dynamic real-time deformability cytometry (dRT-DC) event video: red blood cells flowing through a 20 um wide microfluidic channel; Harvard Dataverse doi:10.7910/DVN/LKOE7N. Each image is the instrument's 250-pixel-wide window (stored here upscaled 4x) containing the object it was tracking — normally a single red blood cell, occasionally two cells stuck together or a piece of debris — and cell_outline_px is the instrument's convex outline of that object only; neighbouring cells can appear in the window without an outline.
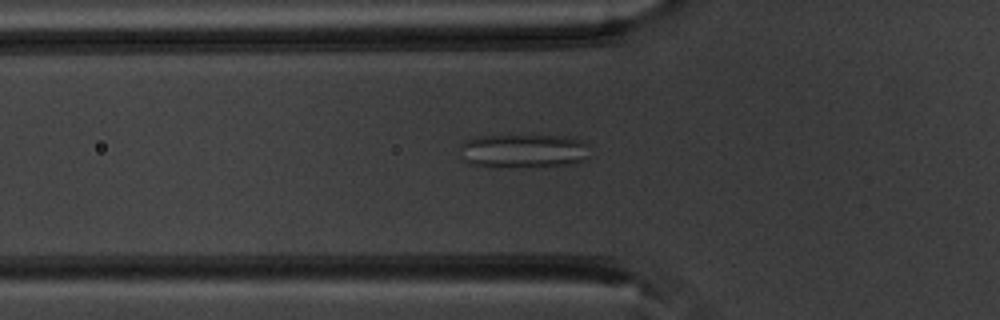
{"species": "common noctule bat (a hibernating species)", "species_latin": "Nyctalus noctula", "temperature_condition": "warm", "stored_images_in_passage": 53, "camera_frame_rate_fps": 3000, "um_per_image_px": 0.085, "animal": {"sex": "male", "body_mass_g": 20.1, "forearm_length_mm": 53.5}, "frame": {"image": 1, "passage_image": 19, "time_ms": 6.0, "image_size_px": [1000, 320], "cell_outline_px": [[588, 156], [576, 164], [520, 168], [492, 168], [472, 164], [464, 160], [460, 156], [460, 144], [464, 140], [472, 136], [568, 136], [580, 140], [588, 144]], "centroid_in_image_um": [44.44, 12.85], "position_along_channel_um": 81.4, "area_um2": 26.36}}
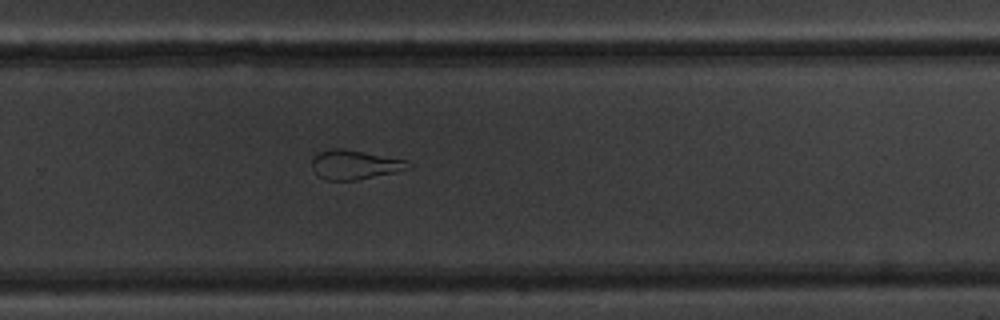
{"frame": {"image": 2, "passage_image": 36, "time_ms": 11.667, "image_size_px": [1000, 320], "cell_outline_px": [[412, 168], [396, 172], [356, 180], [324, 180], [312, 168], [312, 160], [316, 152], [332, 148], [344, 148], [404, 160]], "centroid_in_image_um": [30.1, 13.99], "position_along_channel_um": 299.7, "area_um2": 16.3}}
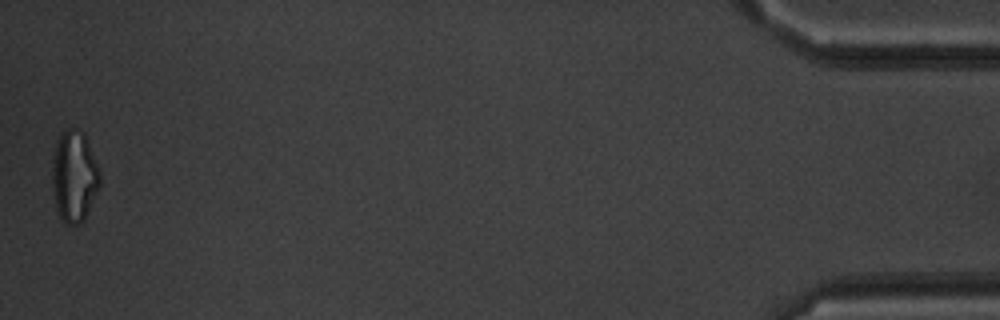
{"frame": {"image": 3, "passage_image": 53, "time_ms": 17.333, "image_size_px": [1000, 320], "cell_outline_px": [[100, 184], [84, 220], [76, 224], [64, 224], [56, 208], [52, 188], [52, 168], [56, 140], [68, 128], [76, 128], [84, 132], [100, 172]], "centroid_in_image_um": [6.3, 14.98], "position_along_channel_um": 428.9, "area_um2": 25.26}, "authors_computed_cell_mechanics": {"area_um2": 23.5824, "velocity_mm_per_s": 3.8409, "shape_relaxation_time_tau1_ms": null, "shape_relaxation_time_tau2_ms": 2.5684, "deformation_change_tau1": null, "deformation_change_tau2": 0.1141}}